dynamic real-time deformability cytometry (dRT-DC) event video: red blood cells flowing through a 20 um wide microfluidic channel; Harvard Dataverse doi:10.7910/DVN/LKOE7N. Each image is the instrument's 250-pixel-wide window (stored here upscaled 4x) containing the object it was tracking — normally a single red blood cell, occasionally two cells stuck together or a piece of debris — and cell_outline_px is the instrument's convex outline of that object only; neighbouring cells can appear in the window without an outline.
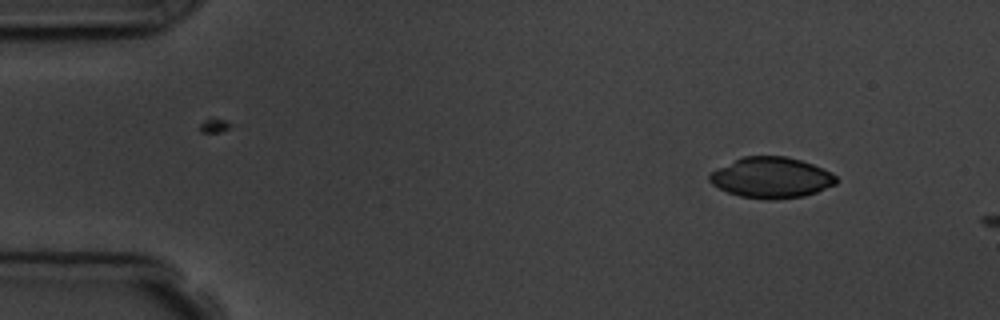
{"species": "common noctule bat (a hibernating species)", "species_latin": "Nyctalus noctula", "temperature_condition": "room temperature", "stored_images_in_passage": 2, "camera_frame_rate_fps": 3000, "um_per_image_px": 0.085, "animal": {"sex": "male", "body_mass_g": 19.5, "forearm_length_mm": 54.6}, "frame": {"image": 1, "passage_image": 1, "time_ms": 0.0, "image_size_px": [1000, 320], "cell_outline_px": [[840, 180], [836, 184], [816, 192], [804, 196], [772, 200], [768, 200], [740, 196], [728, 192], [712, 184], [708, 180], [708, 176], [716, 168], [744, 156], [788, 156], [812, 164], [832, 172]], "centroid_in_image_um": [65.58, 15.1], "position_along_channel_um": 19.4, "area_um2": 30.17}}